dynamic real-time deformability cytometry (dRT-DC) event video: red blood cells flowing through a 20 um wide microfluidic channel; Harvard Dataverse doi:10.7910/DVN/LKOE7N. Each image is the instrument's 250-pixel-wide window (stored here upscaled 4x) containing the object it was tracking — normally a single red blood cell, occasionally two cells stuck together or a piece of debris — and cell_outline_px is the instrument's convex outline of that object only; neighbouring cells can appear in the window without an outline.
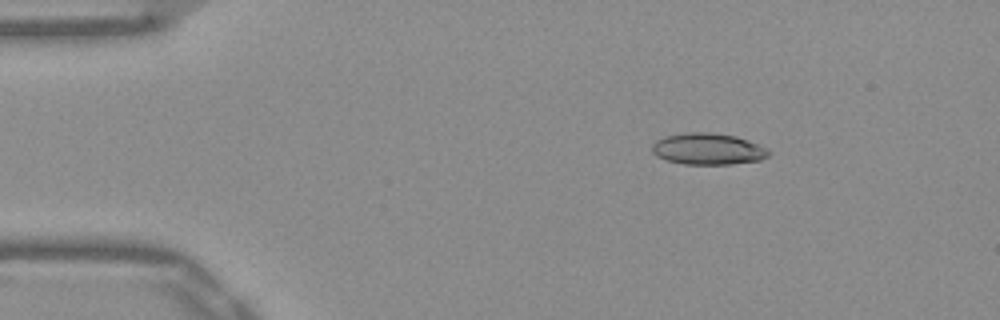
{"species": "Egyptian fruit bat (a non-hibernating species)", "species_latin": "Rousettus aegyptiacus", "temperature_condition": "warm", "stored_images_in_passage": 45, "camera_frame_rate_fps": 3000, "um_per_image_px": 0.085, "frame": {"image": 1, "passage_image": 1, "time_ms": 0.0, "image_size_px": [1000, 320], "cell_outline_px": [[772, 152], [768, 156], [760, 160], [732, 164], [684, 164], [668, 160], [656, 156], [652, 152], [652, 144], [656, 140], [664, 136], [688, 132], [708, 132], [736, 136], [748, 140], [768, 148]], "centroid_in_image_um": [60.19, 12.66], "position_along_channel_um": 24.8, "area_um2": 21.5}}
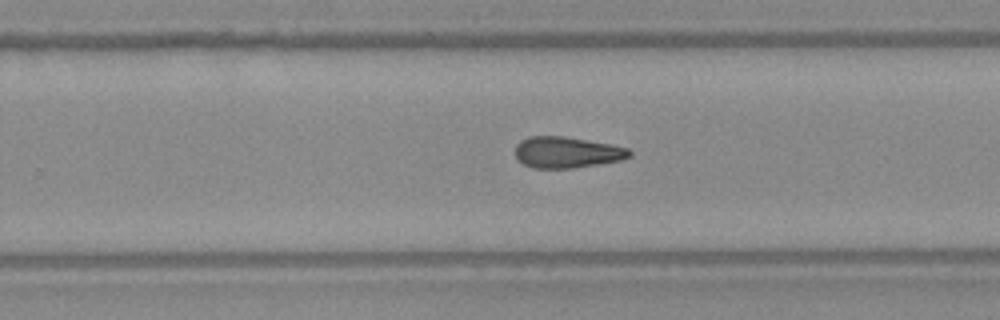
{"frame": {"image": 2, "passage_image": 26, "time_ms": 8.333, "image_size_px": [1000, 320], "cell_outline_px": [[632, 156], [624, 160], [572, 168], [532, 168], [516, 160], [516, 144], [520, 140], [528, 136], [564, 136], [612, 144], [628, 148], [632, 152]], "centroid_in_image_um": [48.19, 12.94], "position_along_channel_um": 281.6, "area_um2": 21.04}}
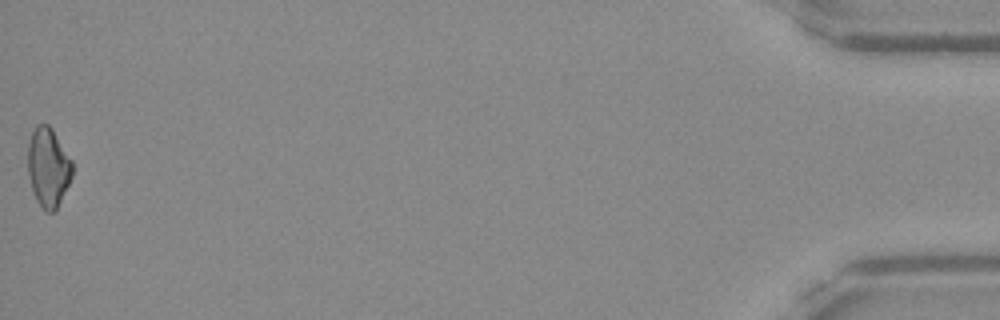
{"frame": {"image": 3, "passage_image": 45, "time_ms": 14.667, "image_size_px": [1000, 320], "cell_outline_px": [[72, 176], [56, 208], [52, 212], [48, 212], [36, 200], [32, 192], [28, 172], [28, 144], [32, 132], [36, 124], [48, 124], [52, 128], [72, 160]], "centroid_in_image_um": [4.08, 14.18], "position_along_channel_um": 431.1, "area_um2": 20.29}, "authors_computed_cell_mechanics": {"area_um2": 20.808, "velocity_mm_per_s": 3.911, "shape_relaxation_time_tau1_ms": null, "shape_relaxation_time_tau2_ms": 5.9646, "deformation_change_tau1": null, "deformation_change_tau2": 0.1718}}